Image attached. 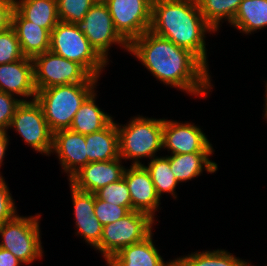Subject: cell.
<instances>
[{
    "instance_id": "1",
    "label": "cell",
    "mask_w": 267,
    "mask_h": 266,
    "mask_svg": "<svg viewBox=\"0 0 267 266\" xmlns=\"http://www.w3.org/2000/svg\"><path fill=\"white\" fill-rule=\"evenodd\" d=\"M129 53L166 86L200 98L212 92L209 68L190 50L150 30L129 44Z\"/></svg>"
},
{
    "instance_id": "2",
    "label": "cell",
    "mask_w": 267,
    "mask_h": 266,
    "mask_svg": "<svg viewBox=\"0 0 267 266\" xmlns=\"http://www.w3.org/2000/svg\"><path fill=\"white\" fill-rule=\"evenodd\" d=\"M149 30L190 50L209 67L205 38L216 31L203 18L197 0H153Z\"/></svg>"
},
{
    "instance_id": "3",
    "label": "cell",
    "mask_w": 267,
    "mask_h": 266,
    "mask_svg": "<svg viewBox=\"0 0 267 266\" xmlns=\"http://www.w3.org/2000/svg\"><path fill=\"white\" fill-rule=\"evenodd\" d=\"M119 135V156L131 161V165H142L141 159L151 160L163 149L164 118L133 116L126 125L116 123Z\"/></svg>"
},
{
    "instance_id": "4",
    "label": "cell",
    "mask_w": 267,
    "mask_h": 266,
    "mask_svg": "<svg viewBox=\"0 0 267 266\" xmlns=\"http://www.w3.org/2000/svg\"><path fill=\"white\" fill-rule=\"evenodd\" d=\"M97 83L55 85L37 91L36 101L52 133L69 129L76 112L95 91Z\"/></svg>"
},
{
    "instance_id": "5",
    "label": "cell",
    "mask_w": 267,
    "mask_h": 266,
    "mask_svg": "<svg viewBox=\"0 0 267 266\" xmlns=\"http://www.w3.org/2000/svg\"><path fill=\"white\" fill-rule=\"evenodd\" d=\"M52 53L80 64L91 76L100 78L107 63L75 24L59 21L50 32Z\"/></svg>"
},
{
    "instance_id": "6",
    "label": "cell",
    "mask_w": 267,
    "mask_h": 266,
    "mask_svg": "<svg viewBox=\"0 0 267 266\" xmlns=\"http://www.w3.org/2000/svg\"><path fill=\"white\" fill-rule=\"evenodd\" d=\"M41 214L20 216L0 226V247L10 251L23 264L43 259L41 242Z\"/></svg>"
},
{
    "instance_id": "7",
    "label": "cell",
    "mask_w": 267,
    "mask_h": 266,
    "mask_svg": "<svg viewBox=\"0 0 267 266\" xmlns=\"http://www.w3.org/2000/svg\"><path fill=\"white\" fill-rule=\"evenodd\" d=\"M154 221L149 214L132 210L116 222L103 226L102 237L95 250L107 262L122 248L140 242L153 233Z\"/></svg>"
},
{
    "instance_id": "8",
    "label": "cell",
    "mask_w": 267,
    "mask_h": 266,
    "mask_svg": "<svg viewBox=\"0 0 267 266\" xmlns=\"http://www.w3.org/2000/svg\"><path fill=\"white\" fill-rule=\"evenodd\" d=\"M34 82L37 91L55 85L98 83L80 64L58 56L51 51L32 58Z\"/></svg>"
},
{
    "instance_id": "9",
    "label": "cell",
    "mask_w": 267,
    "mask_h": 266,
    "mask_svg": "<svg viewBox=\"0 0 267 266\" xmlns=\"http://www.w3.org/2000/svg\"><path fill=\"white\" fill-rule=\"evenodd\" d=\"M9 129H14L24 143L37 153L51 156L53 133L36 100L22 101L17 106L8 131Z\"/></svg>"
},
{
    "instance_id": "10",
    "label": "cell",
    "mask_w": 267,
    "mask_h": 266,
    "mask_svg": "<svg viewBox=\"0 0 267 266\" xmlns=\"http://www.w3.org/2000/svg\"><path fill=\"white\" fill-rule=\"evenodd\" d=\"M84 33L96 52L109 63L111 46L119 45L129 52V44L115 30L112 17L106 4L95 3L82 21L75 24ZM109 52V53H108Z\"/></svg>"
},
{
    "instance_id": "11",
    "label": "cell",
    "mask_w": 267,
    "mask_h": 266,
    "mask_svg": "<svg viewBox=\"0 0 267 266\" xmlns=\"http://www.w3.org/2000/svg\"><path fill=\"white\" fill-rule=\"evenodd\" d=\"M153 0H109L115 30L130 44L150 29Z\"/></svg>"
},
{
    "instance_id": "12",
    "label": "cell",
    "mask_w": 267,
    "mask_h": 266,
    "mask_svg": "<svg viewBox=\"0 0 267 266\" xmlns=\"http://www.w3.org/2000/svg\"><path fill=\"white\" fill-rule=\"evenodd\" d=\"M162 144L171 154L215 151L200 126L188 121L181 123L164 118Z\"/></svg>"
},
{
    "instance_id": "13",
    "label": "cell",
    "mask_w": 267,
    "mask_h": 266,
    "mask_svg": "<svg viewBox=\"0 0 267 266\" xmlns=\"http://www.w3.org/2000/svg\"><path fill=\"white\" fill-rule=\"evenodd\" d=\"M123 178L126 181L131 198V211H140L155 218L157 209L160 208V197L145 166L130 165L125 169Z\"/></svg>"
},
{
    "instance_id": "14",
    "label": "cell",
    "mask_w": 267,
    "mask_h": 266,
    "mask_svg": "<svg viewBox=\"0 0 267 266\" xmlns=\"http://www.w3.org/2000/svg\"><path fill=\"white\" fill-rule=\"evenodd\" d=\"M51 153L57 154L62 172L67 173L68 180L88 164L85 135L70 129L53 133Z\"/></svg>"
},
{
    "instance_id": "15",
    "label": "cell",
    "mask_w": 267,
    "mask_h": 266,
    "mask_svg": "<svg viewBox=\"0 0 267 266\" xmlns=\"http://www.w3.org/2000/svg\"><path fill=\"white\" fill-rule=\"evenodd\" d=\"M122 159L89 162L68 181L75 189L95 193L100 188L121 180L125 172Z\"/></svg>"
},
{
    "instance_id": "16",
    "label": "cell",
    "mask_w": 267,
    "mask_h": 266,
    "mask_svg": "<svg viewBox=\"0 0 267 266\" xmlns=\"http://www.w3.org/2000/svg\"><path fill=\"white\" fill-rule=\"evenodd\" d=\"M0 91L19 97L21 101L36 99L32 58L25 57L0 65Z\"/></svg>"
},
{
    "instance_id": "17",
    "label": "cell",
    "mask_w": 267,
    "mask_h": 266,
    "mask_svg": "<svg viewBox=\"0 0 267 266\" xmlns=\"http://www.w3.org/2000/svg\"><path fill=\"white\" fill-rule=\"evenodd\" d=\"M74 205L75 235L82 237L85 243L96 248L102 237L103 226L95 216V193L83 192L69 184Z\"/></svg>"
},
{
    "instance_id": "18",
    "label": "cell",
    "mask_w": 267,
    "mask_h": 266,
    "mask_svg": "<svg viewBox=\"0 0 267 266\" xmlns=\"http://www.w3.org/2000/svg\"><path fill=\"white\" fill-rule=\"evenodd\" d=\"M154 245L151 233L144 240L122 248L110 260L107 266H171L173 260L165 262Z\"/></svg>"
},
{
    "instance_id": "19",
    "label": "cell",
    "mask_w": 267,
    "mask_h": 266,
    "mask_svg": "<svg viewBox=\"0 0 267 266\" xmlns=\"http://www.w3.org/2000/svg\"><path fill=\"white\" fill-rule=\"evenodd\" d=\"M21 49L25 57L33 58L34 56L49 51L50 32L26 20L16 9L12 15V25Z\"/></svg>"
},
{
    "instance_id": "20",
    "label": "cell",
    "mask_w": 267,
    "mask_h": 266,
    "mask_svg": "<svg viewBox=\"0 0 267 266\" xmlns=\"http://www.w3.org/2000/svg\"><path fill=\"white\" fill-rule=\"evenodd\" d=\"M214 152H196L166 155L170 168L179 183L188 182L203 173H216L218 164L210 160Z\"/></svg>"
},
{
    "instance_id": "21",
    "label": "cell",
    "mask_w": 267,
    "mask_h": 266,
    "mask_svg": "<svg viewBox=\"0 0 267 266\" xmlns=\"http://www.w3.org/2000/svg\"><path fill=\"white\" fill-rule=\"evenodd\" d=\"M115 122L113 120L106 128L85 135L88 163L120 158L119 135Z\"/></svg>"
},
{
    "instance_id": "22",
    "label": "cell",
    "mask_w": 267,
    "mask_h": 266,
    "mask_svg": "<svg viewBox=\"0 0 267 266\" xmlns=\"http://www.w3.org/2000/svg\"><path fill=\"white\" fill-rule=\"evenodd\" d=\"M97 92L95 90L76 112L70 130L88 135L106 128L114 120L96 105Z\"/></svg>"
},
{
    "instance_id": "23",
    "label": "cell",
    "mask_w": 267,
    "mask_h": 266,
    "mask_svg": "<svg viewBox=\"0 0 267 266\" xmlns=\"http://www.w3.org/2000/svg\"><path fill=\"white\" fill-rule=\"evenodd\" d=\"M230 25L246 35L265 29L267 0H242Z\"/></svg>"
},
{
    "instance_id": "24",
    "label": "cell",
    "mask_w": 267,
    "mask_h": 266,
    "mask_svg": "<svg viewBox=\"0 0 267 266\" xmlns=\"http://www.w3.org/2000/svg\"><path fill=\"white\" fill-rule=\"evenodd\" d=\"M15 9L28 21L49 32L59 22L56 0H15Z\"/></svg>"
},
{
    "instance_id": "25",
    "label": "cell",
    "mask_w": 267,
    "mask_h": 266,
    "mask_svg": "<svg viewBox=\"0 0 267 266\" xmlns=\"http://www.w3.org/2000/svg\"><path fill=\"white\" fill-rule=\"evenodd\" d=\"M179 266H249L250 261L236 257L227 250H203L174 259Z\"/></svg>"
},
{
    "instance_id": "26",
    "label": "cell",
    "mask_w": 267,
    "mask_h": 266,
    "mask_svg": "<svg viewBox=\"0 0 267 266\" xmlns=\"http://www.w3.org/2000/svg\"><path fill=\"white\" fill-rule=\"evenodd\" d=\"M242 0H197L206 22L217 32L224 20L232 23ZM222 22V23H221Z\"/></svg>"
},
{
    "instance_id": "27",
    "label": "cell",
    "mask_w": 267,
    "mask_h": 266,
    "mask_svg": "<svg viewBox=\"0 0 267 266\" xmlns=\"http://www.w3.org/2000/svg\"><path fill=\"white\" fill-rule=\"evenodd\" d=\"M143 165L150 174L157 195L161 198L162 194L168 193L177 199L176 187L179 182L170 168L169 159L166 156H157L147 163L148 166L145 163Z\"/></svg>"
},
{
    "instance_id": "28",
    "label": "cell",
    "mask_w": 267,
    "mask_h": 266,
    "mask_svg": "<svg viewBox=\"0 0 267 266\" xmlns=\"http://www.w3.org/2000/svg\"><path fill=\"white\" fill-rule=\"evenodd\" d=\"M59 21L76 24L82 21L89 9L95 4L93 0H56Z\"/></svg>"
},
{
    "instance_id": "29",
    "label": "cell",
    "mask_w": 267,
    "mask_h": 266,
    "mask_svg": "<svg viewBox=\"0 0 267 266\" xmlns=\"http://www.w3.org/2000/svg\"><path fill=\"white\" fill-rule=\"evenodd\" d=\"M95 195L107 203L123 206L131 211L130 193L124 178L100 188Z\"/></svg>"
},
{
    "instance_id": "30",
    "label": "cell",
    "mask_w": 267,
    "mask_h": 266,
    "mask_svg": "<svg viewBox=\"0 0 267 266\" xmlns=\"http://www.w3.org/2000/svg\"><path fill=\"white\" fill-rule=\"evenodd\" d=\"M22 58H25V55L14 29L10 27L0 32V65L16 62Z\"/></svg>"
},
{
    "instance_id": "31",
    "label": "cell",
    "mask_w": 267,
    "mask_h": 266,
    "mask_svg": "<svg viewBox=\"0 0 267 266\" xmlns=\"http://www.w3.org/2000/svg\"><path fill=\"white\" fill-rule=\"evenodd\" d=\"M129 212L130 211L126 207L107 203L95 195L94 214L102 226L116 222L126 216Z\"/></svg>"
},
{
    "instance_id": "32",
    "label": "cell",
    "mask_w": 267,
    "mask_h": 266,
    "mask_svg": "<svg viewBox=\"0 0 267 266\" xmlns=\"http://www.w3.org/2000/svg\"><path fill=\"white\" fill-rule=\"evenodd\" d=\"M1 174L0 172V226L18 215L15 199H13L5 178Z\"/></svg>"
},
{
    "instance_id": "33",
    "label": "cell",
    "mask_w": 267,
    "mask_h": 266,
    "mask_svg": "<svg viewBox=\"0 0 267 266\" xmlns=\"http://www.w3.org/2000/svg\"><path fill=\"white\" fill-rule=\"evenodd\" d=\"M21 102L16 96L0 91V131L8 132L14 112Z\"/></svg>"
},
{
    "instance_id": "34",
    "label": "cell",
    "mask_w": 267,
    "mask_h": 266,
    "mask_svg": "<svg viewBox=\"0 0 267 266\" xmlns=\"http://www.w3.org/2000/svg\"><path fill=\"white\" fill-rule=\"evenodd\" d=\"M14 9L15 0H0V32L11 27Z\"/></svg>"
},
{
    "instance_id": "35",
    "label": "cell",
    "mask_w": 267,
    "mask_h": 266,
    "mask_svg": "<svg viewBox=\"0 0 267 266\" xmlns=\"http://www.w3.org/2000/svg\"><path fill=\"white\" fill-rule=\"evenodd\" d=\"M20 262L10 251L0 247V266H22Z\"/></svg>"
},
{
    "instance_id": "36",
    "label": "cell",
    "mask_w": 267,
    "mask_h": 266,
    "mask_svg": "<svg viewBox=\"0 0 267 266\" xmlns=\"http://www.w3.org/2000/svg\"><path fill=\"white\" fill-rule=\"evenodd\" d=\"M8 132L0 131V167L3 165V161L5 158V152L7 151L9 145Z\"/></svg>"
},
{
    "instance_id": "37",
    "label": "cell",
    "mask_w": 267,
    "mask_h": 266,
    "mask_svg": "<svg viewBox=\"0 0 267 266\" xmlns=\"http://www.w3.org/2000/svg\"><path fill=\"white\" fill-rule=\"evenodd\" d=\"M265 82V98H264V101H265V103H264V109H263V114H264V118L265 119H267V81H264ZM267 121V120H266Z\"/></svg>"
},
{
    "instance_id": "38",
    "label": "cell",
    "mask_w": 267,
    "mask_h": 266,
    "mask_svg": "<svg viewBox=\"0 0 267 266\" xmlns=\"http://www.w3.org/2000/svg\"><path fill=\"white\" fill-rule=\"evenodd\" d=\"M94 3L106 4L109 0H93Z\"/></svg>"
},
{
    "instance_id": "39",
    "label": "cell",
    "mask_w": 267,
    "mask_h": 266,
    "mask_svg": "<svg viewBox=\"0 0 267 266\" xmlns=\"http://www.w3.org/2000/svg\"><path fill=\"white\" fill-rule=\"evenodd\" d=\"M171 266H179L175 261Z\"/></svg>"
}]
</instances>
